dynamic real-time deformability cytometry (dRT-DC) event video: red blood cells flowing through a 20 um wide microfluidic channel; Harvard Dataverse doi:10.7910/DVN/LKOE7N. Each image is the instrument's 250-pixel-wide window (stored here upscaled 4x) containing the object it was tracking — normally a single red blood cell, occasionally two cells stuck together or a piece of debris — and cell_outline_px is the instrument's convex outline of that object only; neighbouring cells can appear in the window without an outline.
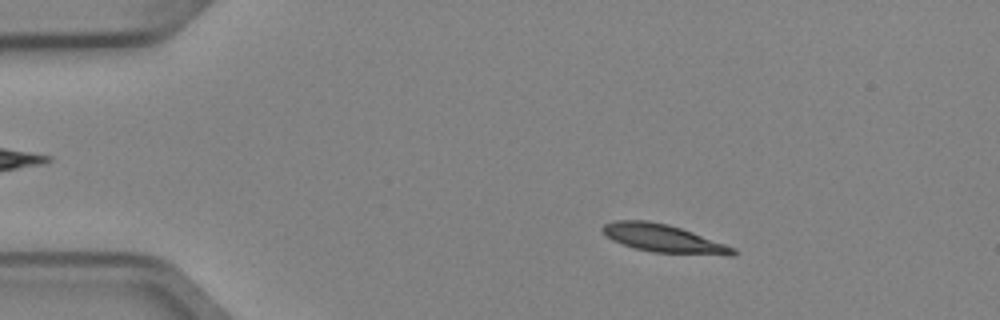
{"species": "Egyptian fruit bat (a non-hibernating species)", "species_latin": "Rousettus aegyptiacus", "temperature_condition": "cold", "stored_images_in_passage": 6, "camera_frame_rate_fps": 3000, "um_per_image_px": 0.085, "animal": {"sex": "female"}, "frame": {"image": 1, "passage_image": 2, "time_ms": 0.333, "image_size_px": [1000, 320], "cell_outline_px": [[740, 252], [732, 256], [728, 256], [652, 252], [636, 248], [612, 240], [600, 228], [604, 224], [616, 220], [648, 220], [668, 224], [692, 232], [736, 248]], "centroid_in_image_um": [56.45, 20.28], "position_along_channel_um": 28.5, "area_um2": 21.27}}
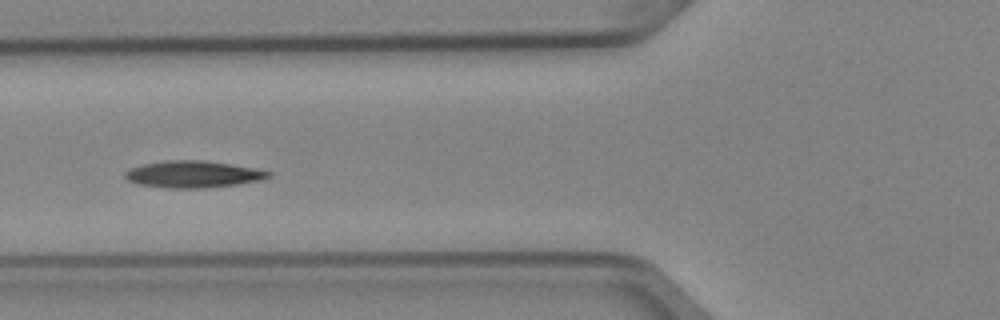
{"frame": {"image": 2, "passage_image": 5, "time_ms": 1.333, "image_size_px": [1000, 320], "cell_outline_px": [[272, 176], [260, 180], [236, 184], [208, 188], [164, 188], [140, 184], [128, 180], [124, 176], [124, 172], [132, 168], [144, 164], [168, 160], [204, 160], [256, 168], [272, 172]], "centroid_in_image_um": [16.44, 14.81], "position_along_channel_um": 109.4, "area_um2": 22.37}}
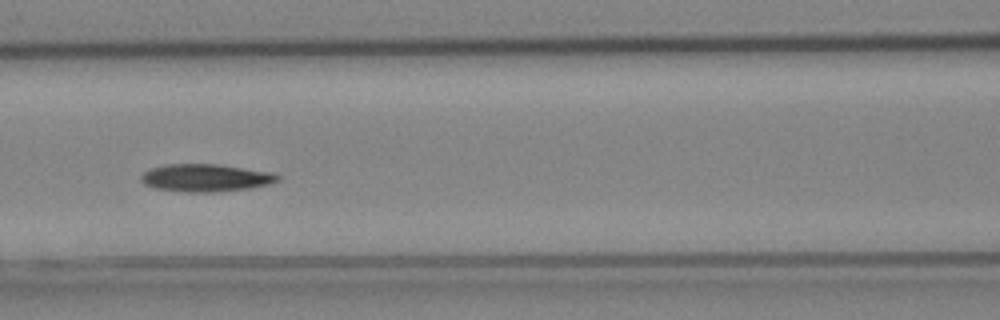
{"frame": {"image": 3, "passage_image": 6, "time_ms": 1.667, "image_size_px": [1000, 320], "cell_outline_px": [[280, 180], [268, 184], [252, 188], [216, 192], [184, 192], [156, 188], [144, 184], [140, 180], [140, 176], [148, 168], [164, 164], [216, 164], [276, 172], [280, 176]], "centroid_in_image_um": [17.5, 15.11], "position_along_channel_um": 149.1, "area_um2": 22.31}}